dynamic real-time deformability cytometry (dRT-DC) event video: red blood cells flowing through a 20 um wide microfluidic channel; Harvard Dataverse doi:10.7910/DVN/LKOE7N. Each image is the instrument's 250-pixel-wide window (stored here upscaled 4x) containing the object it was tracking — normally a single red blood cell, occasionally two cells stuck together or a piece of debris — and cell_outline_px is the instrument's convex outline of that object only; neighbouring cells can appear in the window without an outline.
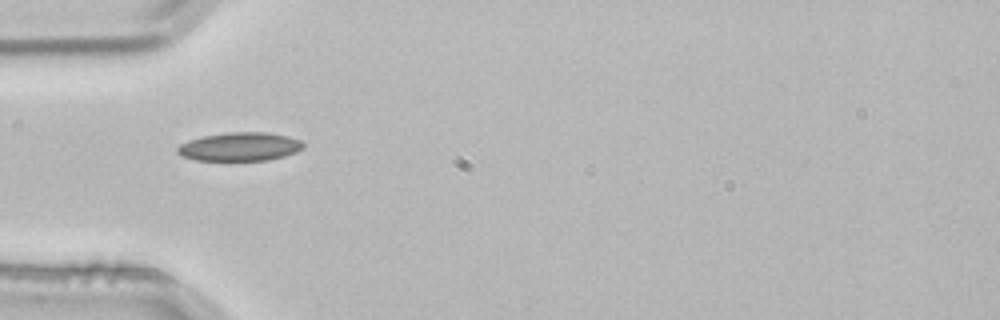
{"species": "common noctule bat (a hibernating species)", "species_latin": "Nyctalus noctula", "temperature_condition": "room temperature", "stored_images_in_passage": 2, "camera_frame_rate_fps": 3000, "um_per_image_px": 0.085, "animal": {"sex": "male", "body_mass_g": 21.5, "forearm_length_mm": 52.0}, "frame": {"image": 1, "passage_image": 2, "time_ms": 0.333, "image_size_px": [1000, 320], "cell_outline_px": [[304, 148], [296, 152], [284, 156], [268, 160], [196, 160], [184, 156], [176, 152], [176, 148], [180, 144], [188, 140], [204, 136], [228, 132], [264, 132], [288, 136], [300, 140], [304, 144]], "centroid_in_image_um": [20.39, 12.46], "position_along_channel_um": 64.6, "area_um2": 20.87}}